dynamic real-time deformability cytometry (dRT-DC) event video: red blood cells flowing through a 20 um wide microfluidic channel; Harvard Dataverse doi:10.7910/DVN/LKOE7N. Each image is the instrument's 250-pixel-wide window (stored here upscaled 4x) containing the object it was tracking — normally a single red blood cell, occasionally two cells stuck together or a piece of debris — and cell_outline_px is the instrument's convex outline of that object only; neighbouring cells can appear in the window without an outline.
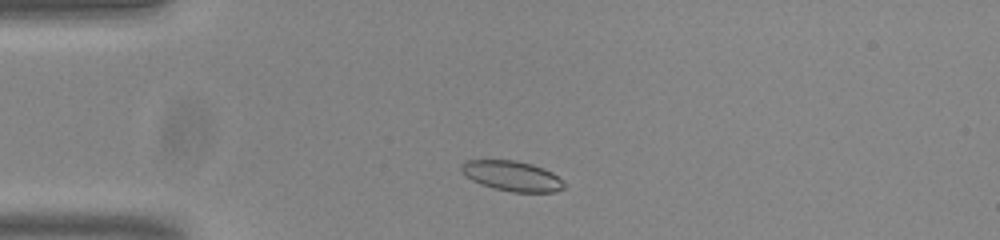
{"species": "common noctule bat (a hibernating species)", "species_latin": "Nyctalus noctula", "temperature_condition": "room temperature", "stored_images_in_passage": 46, "camera_frame_rate_fps": 3000, "um_per_image_px": 0.085, "animal": {"sex": "male", "body_mass_g": 20.0, "forearm_length_mm": 53.3}, "frame": {"image": 1, "passage_image": 5, "time_ms": 1.333, "image_size_px": [1000, 240], "cell_outline_px": [[564, 188], [552, 192], [512, 192], [480, 184], [472, 180], [460, 168], [460, 164], [464, 160], [516, 160], [532, 164], [544, 168], [552, 172], [564, 184]], "centroid_in_image_um": [43.51, 14.94], "position_along_channel_um": 41.5, "area_um2": 17.86}}
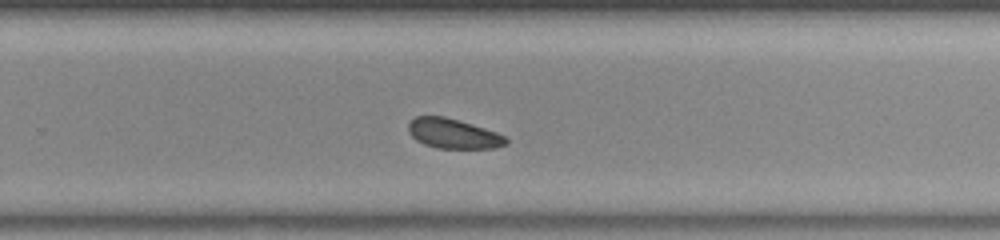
{"frame": {"image": 2, "passage_image": 27, "time_ms": 8.667, "image_size_px": [1000, 240], "cell_outline_px": [[508, 144], [492, 148], [436, 148], [424, 144], [416, 140], [408, 132], [408, 124], [416, 116], [444, 116], [484, 128], [496, 132], [504, 136], [508, 140]], "centroid_in_image_um": [38.5, 11.36], "position_along_channel_um": 291.3, "area_um2": 16.82}}
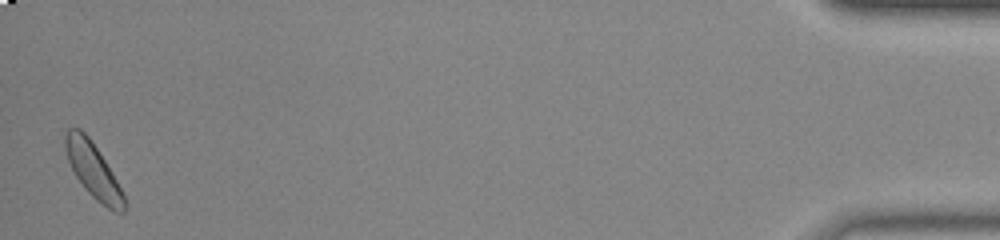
{"frame": {"image": 3, "passage_image": 45, "time_ms": 14.667, "image_size_px": [1000, 240], "cell_outline_px": [[124, 212], [112, 212], [96, 200], [84, 188], [76, 176], [68, 160], [64, 148], [64, 136], [68, 128], [80, 128], [88, 136], [112, 172], [124, 196]], "centroid_in_image_um": [7.89, 14.47], "position_along_channel_um": 427.3, "area_um2": 18.5}, "authors_computed_cell_mechanics": {"area_um2": 17.918, "velocity_mm_per_s": 3.7743, "shape_relaxation_time_tau1_ms": 2.038, "shape_relaxation_time_tau2_ms": 4.5039, "deformation_change_tau1": 0.0834, "deformation_change_tau2": 0.1027}}